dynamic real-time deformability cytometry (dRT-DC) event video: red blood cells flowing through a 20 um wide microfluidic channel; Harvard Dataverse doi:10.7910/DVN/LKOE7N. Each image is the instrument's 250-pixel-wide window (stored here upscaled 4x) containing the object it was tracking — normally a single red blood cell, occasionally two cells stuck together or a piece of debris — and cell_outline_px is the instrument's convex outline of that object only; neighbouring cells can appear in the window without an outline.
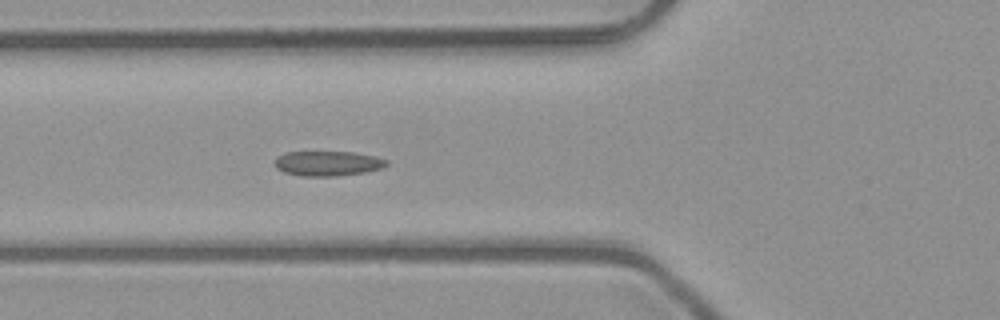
{"species": "common noctule bat (a hibernating species)", "species_latin": "Nyctalus noctula", "temperature_condition": "room temperature", "stored_images_in_passage": 5, "camera_frame_rate_fps": 3000, "um_per_image_px": 0.085, "animal": {"sex": "male", "body_mass_g": 23.1, "forearm_length_mm": 52.7}, "frame": {"image": 1, "passage_image": 5, "time_ms": 1.333, "image_size_px": [1000, 320], "cell_outline_px": [[388, 164], [384, 168], [364, 172], [336, 176], [304, 176], [284, 172], [276, 168], [276, 156], [284, 152], [352, 152], [376, 156], [388, 160]], "centroid_in_image_um": [27.88, 13.88], "position_along_channel_um": 97.9, "area_um2": 16.24}}